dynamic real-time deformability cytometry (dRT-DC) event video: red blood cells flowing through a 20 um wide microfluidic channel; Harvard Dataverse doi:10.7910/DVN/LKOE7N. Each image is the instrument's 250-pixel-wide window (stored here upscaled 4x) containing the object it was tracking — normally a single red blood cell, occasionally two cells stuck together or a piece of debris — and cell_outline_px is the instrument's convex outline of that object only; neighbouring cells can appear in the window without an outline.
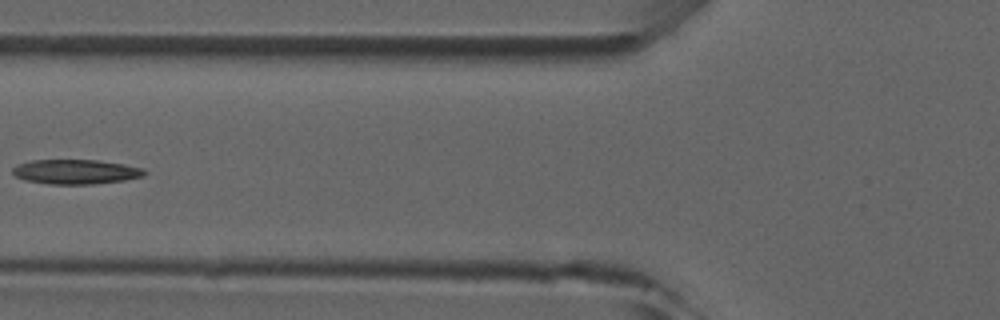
{"species": "common noctule bat (a hibernating species)", "species_latin": "Nyctalus noctula", "temperature_condition": "room temperature", "stored_images_in_passage": 5, "camera_frame_rate_fps": 3000, "um_per_image_px": 0.085, "animal": {"sex": "male", "forearm_length_mm": 52.5}, "frame": {"image": 1, "passage_image": 5, "time_ms": 4.667, "image_size_px": [1000, 320], "cell_outline_px": [[148, 172], [144, 176], [124, 180], [92, 184], [48, 184], [24, 180], [16, 176], [12, 172], [12, 168], [16, 164], [28, 160], [96, 160], [124, 164], [144, 168]], "centroid_in_image_um": [6.42, 14.59], "position_along_channel_um": 119.4, "area_um2": 19.07}}